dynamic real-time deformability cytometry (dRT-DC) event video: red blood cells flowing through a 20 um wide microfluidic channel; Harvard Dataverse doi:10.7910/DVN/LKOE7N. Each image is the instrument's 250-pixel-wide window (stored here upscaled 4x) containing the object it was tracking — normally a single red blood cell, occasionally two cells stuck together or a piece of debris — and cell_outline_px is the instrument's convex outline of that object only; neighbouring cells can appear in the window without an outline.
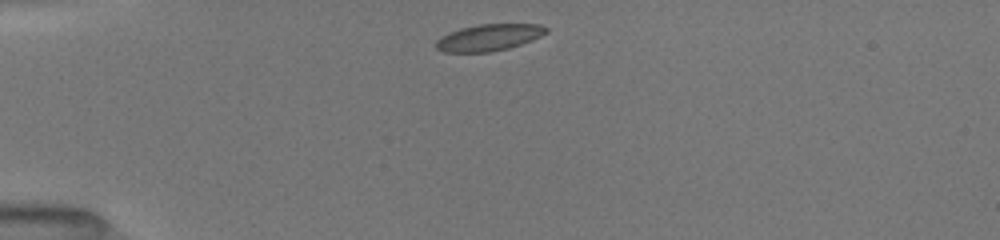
{"species": "common noctule bat (a hibernating species)", "species_latin": "Nyctalus noctula", "temperature_condition": "room temperature", "stored_images_in_passage": 9, "camera_frame_rate_fps": 3000, "um_per_image_px": 0.085, "animal": {"sex": "female", "body_mass_g": 19.5, "forearm_length_mm": 54.1}, "frame": {"image": 1, "passage_image": 1, "time_ms": 0.0, "image_size_px": [1000, 240], "cell_outline_px": [[548, 32], [532, 40], [508, 48], [488, 52], [444, 52], [436, 48], [436, 40], [440, 36], [460, 28], [480, 24], [540, 24], [548, 28]], "centroid_in_image_um": [41.55, 3.18], "position_along_channel_um": 43.5, "area_um2": 17.05}}